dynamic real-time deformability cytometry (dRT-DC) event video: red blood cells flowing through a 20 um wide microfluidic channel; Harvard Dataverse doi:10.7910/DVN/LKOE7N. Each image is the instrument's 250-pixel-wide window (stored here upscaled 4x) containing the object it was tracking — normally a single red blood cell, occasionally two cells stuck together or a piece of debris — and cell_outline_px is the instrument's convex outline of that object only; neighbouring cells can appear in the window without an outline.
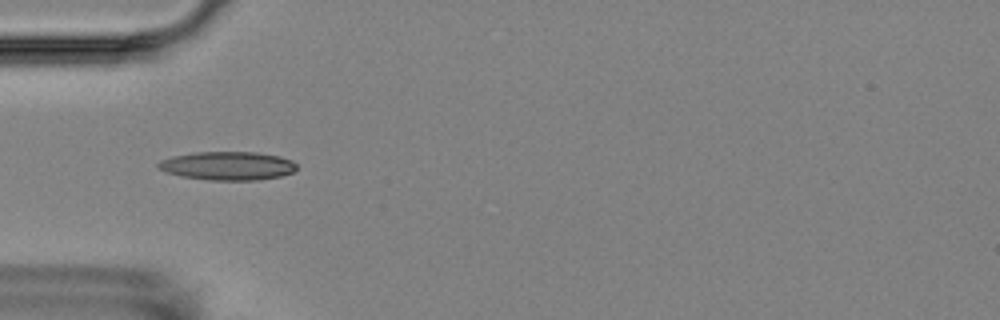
{"species": "Egyptian fruit bat (a non-hibernating species)", "species_latin": "Rousettus aegyptiacus", "temperature_condition": "room temperature", "stored_images_in_passage": 10, "camera_frame_rate_fps": 3000, "um_per_image_px": 0.085, "animal": {"sex": "female"}, "frame": {"image": 1, "passage_image": 4, "time_ms": 4.0, "image_size_px": [1000, 320], "cell_outline_px": [[296, 168], [292, 172], [280, 176], [260, 180], [208, 180], [180, 176], [168, 172], [160, 168], [156, 164], [160, 160], [172, 156], [192, 152], [256, 152], [280, 156], [292, 160], [296, 164]], "centroid_in_image_um": [19.35, 14.09], "position_along_channel_um": 65.6, "area_um2": 23.06}}
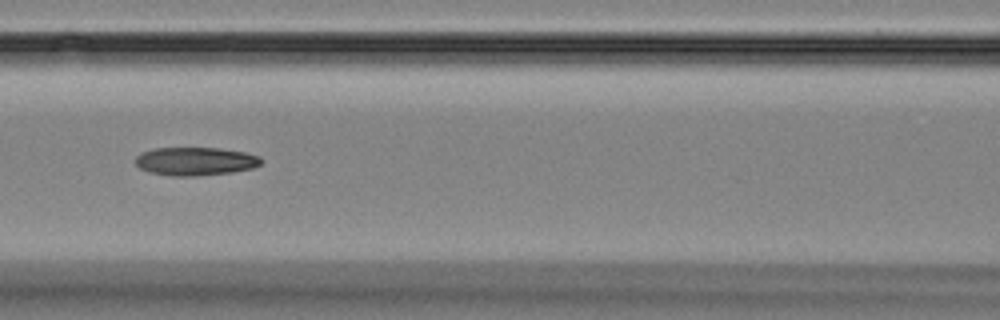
{"frame": {"image": 2, "passage_image": 6, "time_ms": 6.333, "image_size_px": [1000, 320], "cell_outline_px": [[264, 160], [260, 164], [252, 168], [232, 172], [192, 176], [172, 176], [148, 172], [140, 168], [136, 164], [136, 156], [140, 152], [156, 148], [220, 148], [244, 152], [260, 156]], "centroid_in_image_um": [16.6, 13.7], "position_along_channel_um": 150.0, "area_um2": 20.75}}
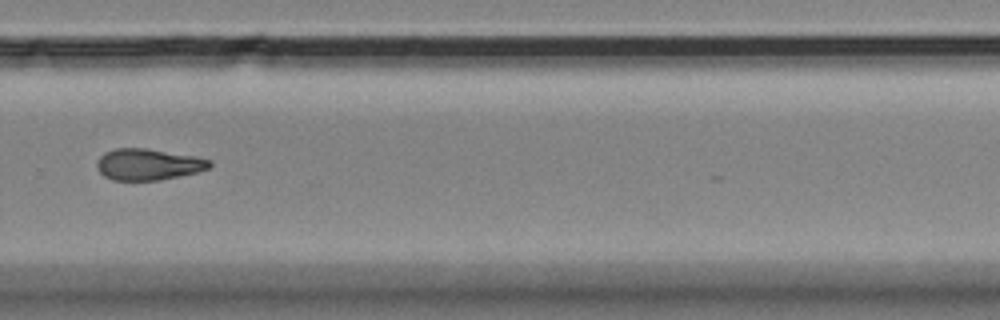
{"frame": {"image": 3, "passage_image": 10, "time_ms": 11.0, "image_size_px": [1000, 320], "cell_outline_px": [[212, 164], [208, 168], [196, 172], [160, 180], [112, 180], [104, 176], [96, 168], [96, 160], [104, 152], [116, 148], [148, 148], [196, 156], [212, 160]], "centroid_in_image_um": [12.57, 13.96], "position_along_channel_um": 317.2, "area_um2": 20.75}}